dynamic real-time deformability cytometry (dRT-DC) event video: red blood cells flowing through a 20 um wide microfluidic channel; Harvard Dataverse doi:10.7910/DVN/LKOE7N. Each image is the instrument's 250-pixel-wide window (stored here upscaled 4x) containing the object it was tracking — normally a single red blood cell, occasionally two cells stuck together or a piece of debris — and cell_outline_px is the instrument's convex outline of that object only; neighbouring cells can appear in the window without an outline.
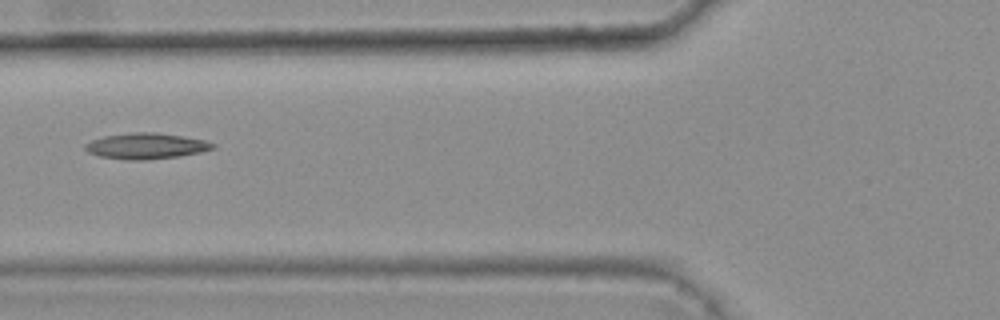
{"species": "common noctule bat (a hibernating species)", "species_latin": "Nyctalus noctula", "temperature_condition": "warm", "stored_images_in_passage": 4, "camera_frame_rate_fps": 3000, "um_per_image_px": 0.085, "animal": {"sex": "female", "body_mass_g": 25.1}, "frame": {"image": 1, "passage_image": 4, "time_ms": 1.0, "image_size_px": [1000, 320], "cell_outline_px": [[216, 148], [200, 152], [180, 156], [148, 160], [124, 160], [100, 156], [88, 152], [84, 148], [84, 144], [92, 140], [104, 136], [132, 132], [160, 132], [184, 136], [204, 140], [216, 144]], "centroid_in_image_um": [12.44, 12.41], "position_along_channel_um": 113.4, "area_um2": 19.48}}